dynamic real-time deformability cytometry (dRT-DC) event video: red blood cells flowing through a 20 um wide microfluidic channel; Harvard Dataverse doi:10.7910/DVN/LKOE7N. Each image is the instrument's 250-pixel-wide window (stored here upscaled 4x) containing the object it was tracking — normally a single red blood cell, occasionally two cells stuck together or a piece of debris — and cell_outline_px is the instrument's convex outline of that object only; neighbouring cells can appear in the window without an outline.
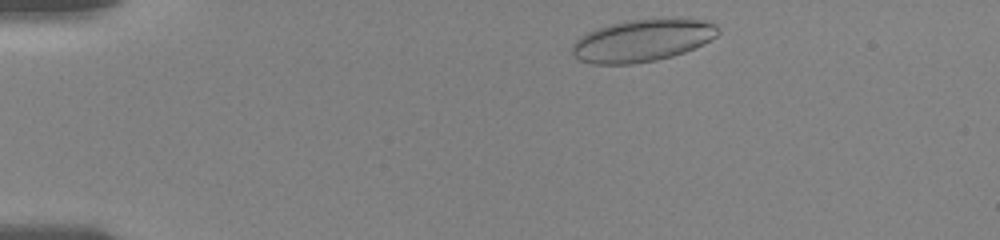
{"species": "human", "species_latin": "Homo sapiens", "temperature_condition": "room temperature", "stored_images_in_passage": 5, "camera_frame_rate_fps": 3000, "um_per_image_px": 0.085, "donor": {"sex": "female"}, "frame": {"image": 1, "passage_image": 1, "time_ms": 0.0, "image_size_px": [1000, 240], "cell_outline_px": [[720, 32], [716, 36], [704, 44], [684, 52], [672, 56], [656, 60], [632, 64], [592, 64], [580, 60], [572, 56], [572, 44], [580, 36], [596, 28], [628, 20], [704, 20], [716, 24], [720, 28]], "centroid_in_image_um": [54.57, 3.47], "position_along_channel_um": 30.4, "area_um2": 35.55}}